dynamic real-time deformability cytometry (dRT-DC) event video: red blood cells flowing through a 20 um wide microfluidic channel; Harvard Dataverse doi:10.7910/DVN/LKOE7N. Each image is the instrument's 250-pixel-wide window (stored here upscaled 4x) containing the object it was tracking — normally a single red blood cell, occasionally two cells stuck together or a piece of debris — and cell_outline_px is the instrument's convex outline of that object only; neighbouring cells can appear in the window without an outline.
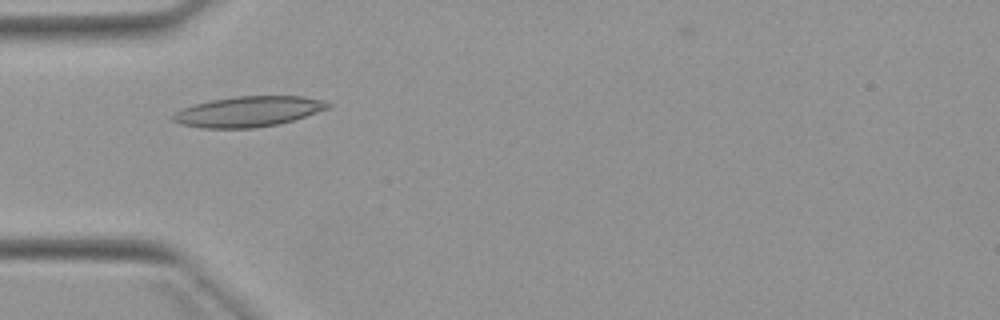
{"species": "Egyptian fruit bat (a non-hibernating species)", "species_latin": "Rousettus aegyptiacus", "temperature_condition": "warm", "stored_images_in_passage": 5, "camera_frame_rate_fps": 3000, "um_per_image_px": 0.085, "animal": {"sex": "female"}, "frame": {"image": 1, "passage_image": 3, "time_ms": 3.333, "image_size_px": [1000, 320], "cell_outline_px": [[332, 108], [280, 124], [252, 128], [200, 128], [180, 124], [172, 120], [172, 116], [180, 108], [212, 100], [236, 96], [304, 96], [324, 100], [332, 104]], "centroid_in_image_um": [21.15, 9.48], "position_along_channel_um": 63.8, "area_um2": 27.69}}
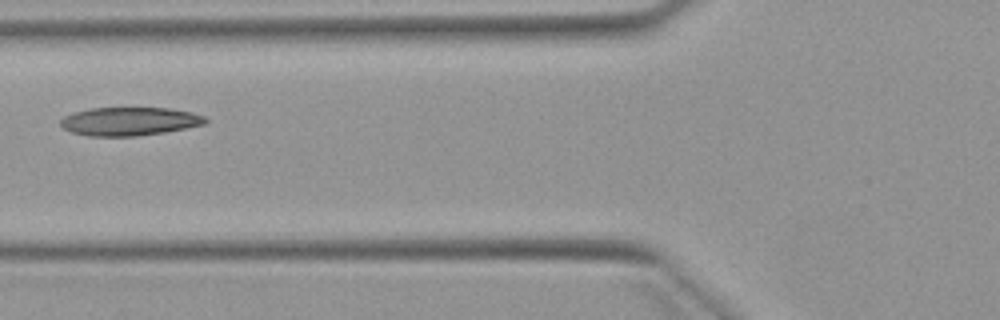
{"frame": {"image": 2, "passage_image": 4, "time_ms": 4.667, "image_size_px": [1000, 320], "cell_outline_px": [[208, 120], [204, 124], [164, 132], [136, 136], [88, 136], [72, 132], [64, 128], [60, 124], [60, 120], [64, 116], [72, 112], [92, 108], [168, 108], [192, 112], [204, 116]], "centroid_in_image_um": [10.98, 10.31], "position_along_channel_um": 114.8, "area_um2": 23.87}}
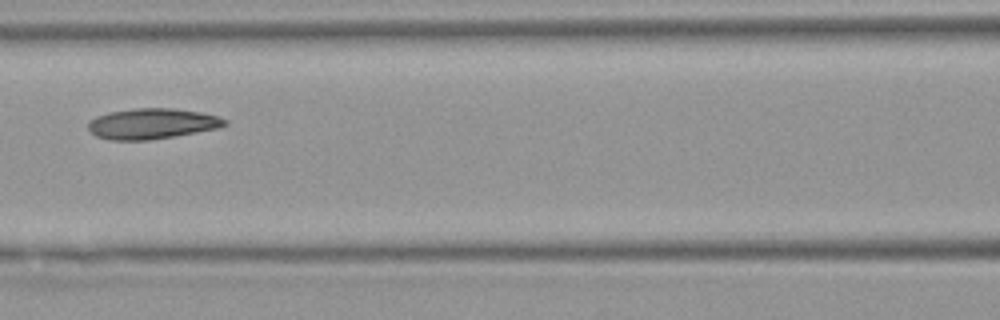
{"frame": {"image": 3, "passage_image": 5, "time_ms": 5.667, "image_size_px": [1000, 320], "cell_outline_px": [[228, 124], [216, 128], [196, 132], [148, 140], [108, 140], [96, 136], [88, 132], [88, 124], [96, 116], [108, 112], [136, 108], [172, 108], [200, 112], [220, 116], [228, 120]], "centroid_in_image_um": [12.9, 10.51], "position_along_channel_um": 153.7, "area_um2": 24.33}}